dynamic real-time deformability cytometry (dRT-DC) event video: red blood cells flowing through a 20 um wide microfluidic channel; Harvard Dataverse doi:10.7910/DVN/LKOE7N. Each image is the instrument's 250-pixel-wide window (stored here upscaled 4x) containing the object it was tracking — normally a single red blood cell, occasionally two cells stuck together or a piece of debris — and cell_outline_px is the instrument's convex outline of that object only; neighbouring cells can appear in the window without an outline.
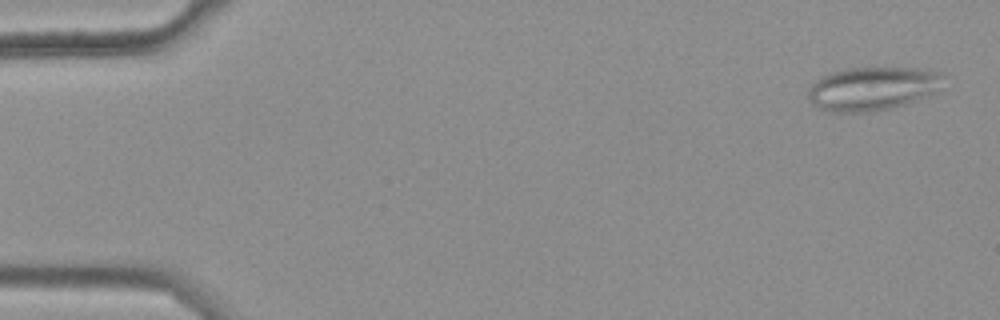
{"species": "common noctule bat (a hibernating species)", "species_latin": "Nyctalus noctula", "temperature_condition": "warm", "stored_images_in_passage": 49, "camera_frame_rate_fps": 3000, "um_per_image_px": 0.085, "animal": {"sex": "female", "body_mass_g": 25.1}, "frame": {"image": 1, "passage_image": 2, "time_ms": 0.333, "image_size_px": [1000, 320], "cell_outline_px": [[944, 76], [936, 92], [928, 96], [892, 108], [872, 112], [832, 112], [820, 108], [812, 104], [808, 100], [808, 92], [812, 84], [820, 76], [828, 72], [844, 68], [920, 68], [944, 72]], "centroid_in_image_um": [74.15, 7.52], "position_along_channel_um": 10.9, "area_um2": 34.68}}
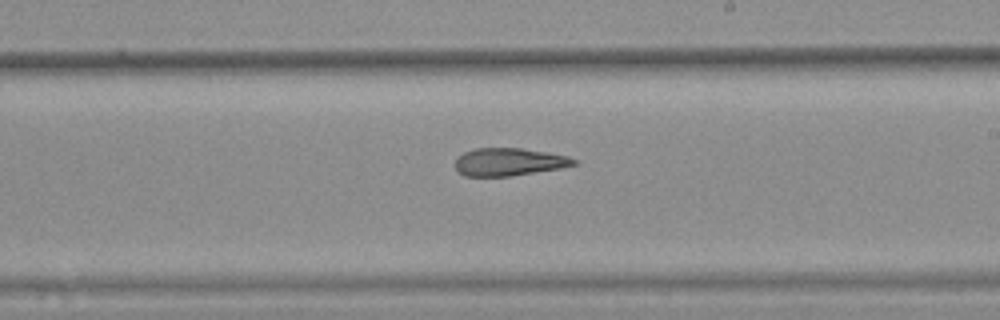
{"frame": {"image": 2, "passage_image": 32, "time_ms": 10.333, "image_size_px": [1000, 320], "cell_outline_px": [[580, 164], [560, 168], [508, 176], [464, 176], [456, 172], [456, 156], [464, 152], [476, 148], [520, 148], [568, 156], [576, 160]], "centroid_in_image_um": [43.23, 13.76], "position_along_channel_um": 245.8, "area_um2": 19.13}}
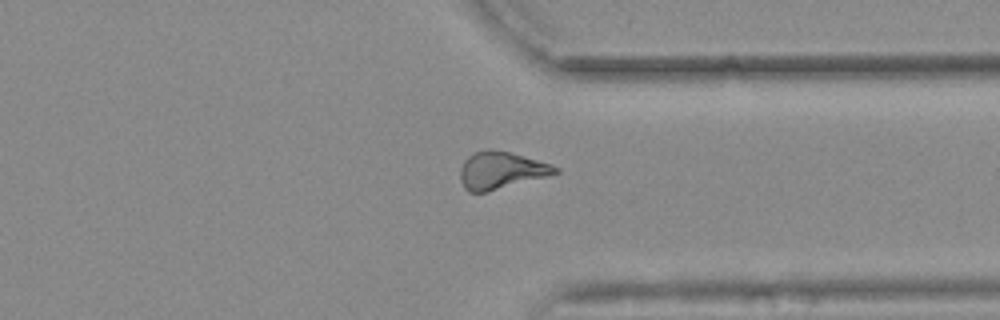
{"frame": {"image": 3, "passage_image": 42, "time_ms": 13.667, "image_size_px": [1000, 320], "cell_outline_px": [[560, 172], [488, 192], [468, 192], [464, 188], [460, 180], [460, 168], [464, 160], [472, 152], [488, 148], [492, 148], [508, 152], [552, 164], [560, 168]], "centroid_in_image_um": [42.55, 14.47], "position_along_channel_um": 368.9, "area_um2": 20.69}, "authors_computed_cell_mechanics": {"area_um2": 21.0392, "velocity_mm_per_s": 3.7011, "shape_relaxation_time_tau1_ms": null, "shape_relaxation_time_tau2_ms": 4.3548, "deformation_change_tau1": null, "deformation_change_tau2": 0.1536}}